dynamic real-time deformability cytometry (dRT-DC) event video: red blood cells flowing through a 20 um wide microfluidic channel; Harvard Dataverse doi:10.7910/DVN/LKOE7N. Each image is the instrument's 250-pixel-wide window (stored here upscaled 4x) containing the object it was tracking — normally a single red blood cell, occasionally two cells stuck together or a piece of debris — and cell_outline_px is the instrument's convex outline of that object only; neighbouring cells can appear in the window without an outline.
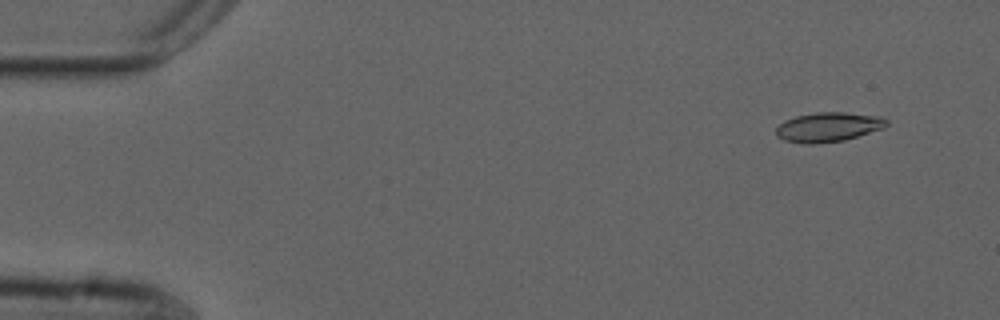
{"species": "common noctule bat (a hibernating species)", "species_latin": "Nyctalus noctula", "temperature_condition": "cold", "stored_images_in_passage": 16, "camera_frame_rate_fps": 3000, "um_per_image_px": 0.085, "animal": {"sex": "male", "forearm_length_mm": 52.5}, "frame": {"image": 1, "passage_image": 3, "time_ms": 0.667, "image_size_px": [1000, 320], "cell_outline_px": [[888, 124], [884, 128], [844, 140], [812, 144], [804, 144], [784, 140], [776, 136], [776, 128], [784, 120], [796, 116], [816, 112], [844, 112], [880, 116], [888, 120]], "centroid_in_image_um": [70.4, 10.79], "position_along_channel_um": 14.6, "area_um2": 19.02}}
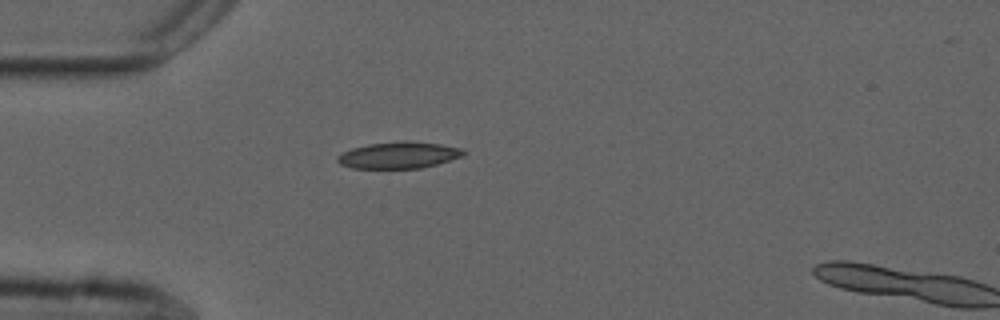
{"frame": {"image": 2, "passage_image": 14, "time_ms": 4.333, "image_size_px": [1000, 320], "cell_outline_px": [[468, 152], [464, 156], [436, 164], [420, 168], [352, 168], [340, 164], [336, 160], [336, 156], [352, 148], [368, 144], [404, 140], [440, 144], [464, 148]], "centroid_in_image_um": [33.93, 13.18], "position_along_channel_um": 51.1, "area_um2": 19.65}}